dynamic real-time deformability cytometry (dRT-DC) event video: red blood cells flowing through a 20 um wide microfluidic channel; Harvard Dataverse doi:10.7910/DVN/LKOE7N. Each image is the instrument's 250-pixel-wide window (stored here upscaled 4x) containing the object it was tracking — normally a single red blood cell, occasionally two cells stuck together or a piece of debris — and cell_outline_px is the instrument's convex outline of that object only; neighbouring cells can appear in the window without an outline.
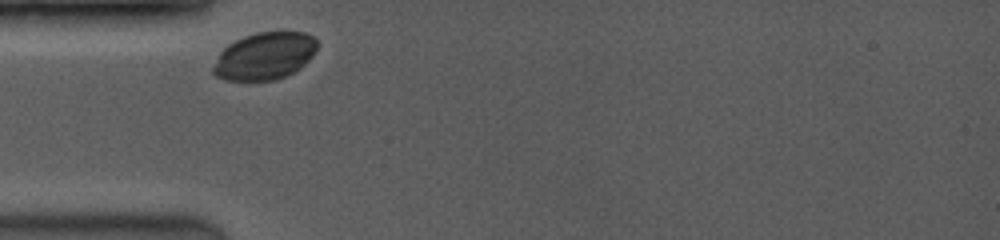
{"species": "common noctule bat (a hibernating species)", "species_latin": "Nyctalus noctula", "temperature_condition": "room temperature", "stored_images_in_passage": 8, "camera_frame_rate_fps": 3500, "um_per_image_px": 0.085, "animal": {"sex": "female", "body_mass_g": 19.0, "forearm_length_mm": 53.3}, "frame": {"image": 1, "passage_image": 1, "time_ms": 0.0, "image_size_px": [1000, 240], "cell_outline_px": [[320, 44], [312, 56], [300, 68], [276, 80], [224, 80], [216, 76], [212, 72], [212, 68], [220, 52], [228, 44], [244, 36], [256, 32], [304, 32], [312, 36]], "centroid_in_image_um": [22.49, 4.76], "position_along_channel_um": 62.5, "area_um2": 28.61}}
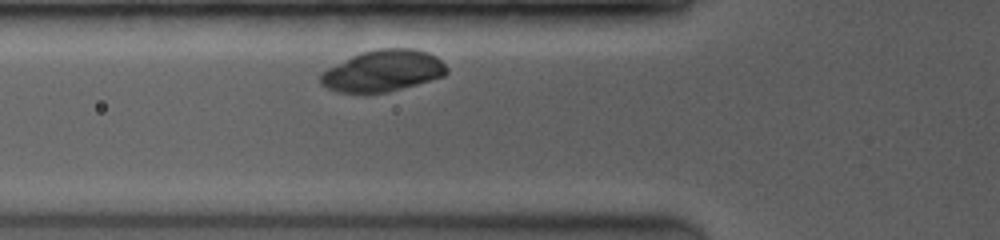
{"frame": {"image": 2, "passage_image": 3, "time_ms": 0.857, "image_size_px": [1000, 240], "cell_outline_px": [[448, 72], [444, 76], [416, 84], [384, 92], [336, 92], [320, 84], [320, 72], [360, 52], [380, 48], [412, 48], [428, 52], [436, 56], [448, 68]], "centroid_in_image_um": [32.54, 6.0], "position_along_channel_um": 93.3, "area_um2": 30.23}}
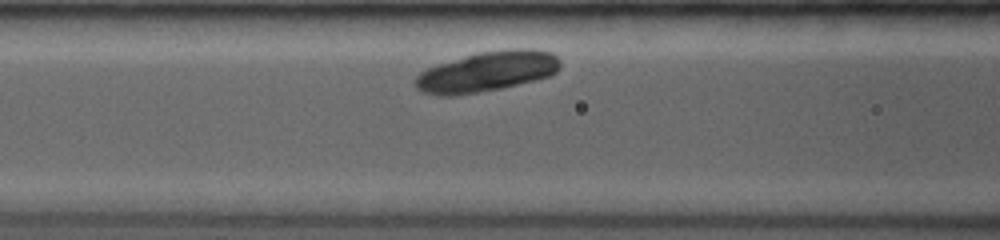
{"frame": {"image": 3, "passage_image": 5, "time_ms": 1.714, "image_size_px": [1000, 240], "cell_outline_px": [[560, 68], [552, 76], [500, 88], [452, 96], [440, 96], [420, 92], [416, 88], [416, 76], [420, 72], [436, 64], [464, 56], [480, 52], [508, 48], [532, 48], [552, 52], [560, 60]], "centroid_in_image_um": [41.41, 6.07], "position_along_channel_um": 125.2, "area_um2": 34.1}}